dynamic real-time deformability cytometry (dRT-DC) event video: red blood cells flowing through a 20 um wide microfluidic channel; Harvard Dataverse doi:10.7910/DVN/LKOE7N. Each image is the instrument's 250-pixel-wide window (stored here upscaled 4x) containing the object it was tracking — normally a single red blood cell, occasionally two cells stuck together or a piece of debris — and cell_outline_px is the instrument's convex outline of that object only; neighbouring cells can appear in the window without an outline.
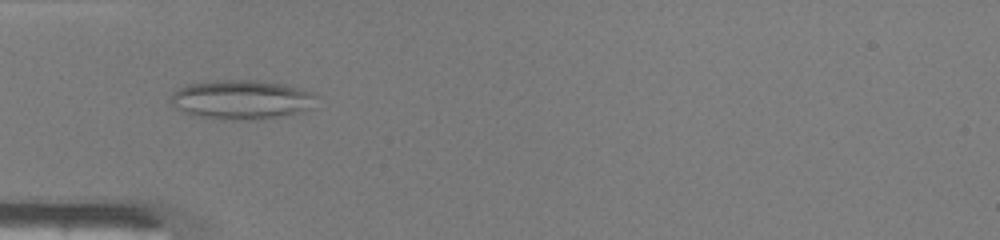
{"species": "common noctule bat (a hibernating species)", "species_latin": "Nyctalus noctula", "temperature_condition": "warm", "stored_images_in_passage": 47, "camera_frame_rate_fps": 3000, "um_per_image_px": 0.085, "animal": {"sex": "male", "body_mass_g": 19.0, "forearm_length_mm": 50.8}, "frame": {"image": 1, "passage_image": 15, "time_ms": 4.667, "image_size_px": [1000, 240], "cell_outline_px": [[316, 108], [296, 112], [252, 120], [232, 120], [192, 116], [176, 108], [168, 100], [172, 92], [188, 84], [220, 80], [256, 80], [284, 84], [300, 88], [312, 92], [316, 96]], "centroid_in_image_um": [20.51, 8.46], "position_along_channel_um": 64.5, "area_um2": 33.41}}
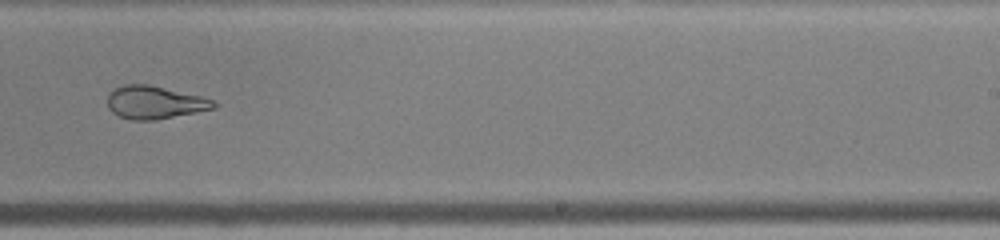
{"frame": {"image": 2, "passage_image": 30, "time_ms": 9.667, "image_size_px": [1000, 240], "cell_outline_px": [[220, 104], [216, 108], [156, 120], [132, 120], [120, 116], [112, 112], [108, 108], [108, 92], [124, 84], [148, 84], [200, 96], [212, 100]], "centroid_in_image_um": [13.15, 8.71], "position_along_channel_um": 275.9, "area_um2": 20.35}}
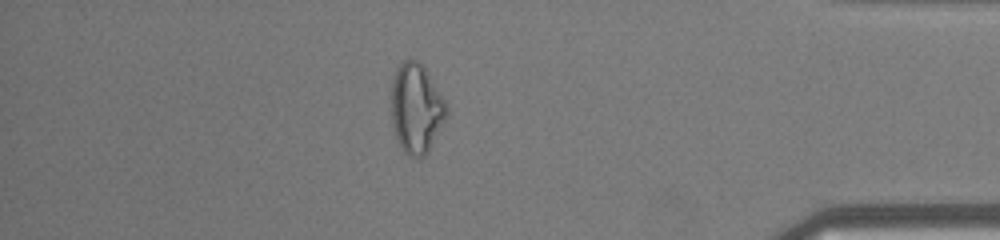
{"frame": {"image": 3, "passage_image": 41, "time_ms": 13.333, "image_size_px": [1000, 240], "cell_outline_px": [[448, 116], [428, 152], [424, 156], [408, 156], [404, 152], [396, 136], [392, 124], [392, 80], [396, 68], [404, 60], [416, 60], [428, 72], [448, 104]], "centroid_in_image_um": [35.41, 9.21], "position_along_channel_um": 399.8, "area_um2": 28.9}, "authors_computed_cell_mechanics": {"area_um2": 28.2064, "velocity_mm_per_s": 4.2548, "shape_relaxation_time_tau1_ms": null, "shape_relaxation_time_tau2_ms": 1.0796, "deformation_change_tau1": null, "deformation_change_tau2": 0.0896}}